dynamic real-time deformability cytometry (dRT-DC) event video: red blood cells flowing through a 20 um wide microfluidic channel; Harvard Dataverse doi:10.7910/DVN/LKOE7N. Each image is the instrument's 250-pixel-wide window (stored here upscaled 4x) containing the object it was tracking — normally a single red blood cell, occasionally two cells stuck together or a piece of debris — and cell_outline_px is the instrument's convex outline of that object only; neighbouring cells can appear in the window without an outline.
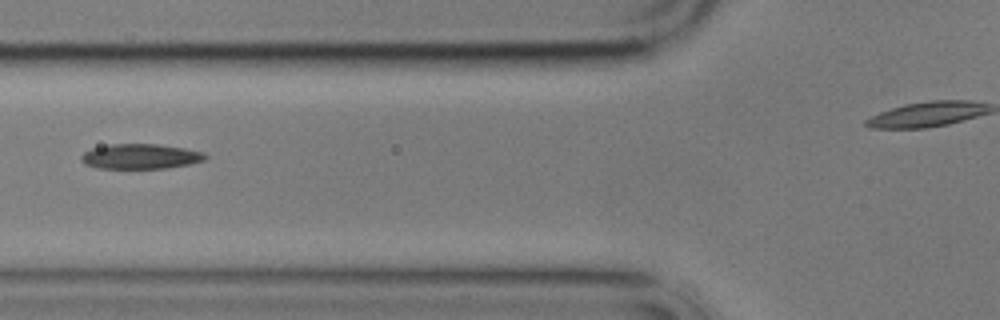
{"species": "common noctule bat (a hibernating species)", "species_latin": "Nyctalus noctula", "temperature_condition": "cold", "stored_images_in_passage": 6, "camera_frame_rate_fps": 3000, "um_per_image_px": 0.085, "animal": {"sex": "male", "body_mass_g": 17.9}, "frame": {"image": 1, "passage_image": 5, "time_ms": 6.0, "image_size_px": [1000, 320], "cell_outline_px": [[208, 156], [204, 160], [188, 164], [164, 168], [96, 168], [84, 164], [80, 160], [80, 156], [84, 152], [92, 148], [108, 144], [156, 144], [184, 148], [200, 152]], "centroid_in_image_um": [11.86, 13.29], "position_along_channel_um": 113.9, "area_um2": 17.98}}
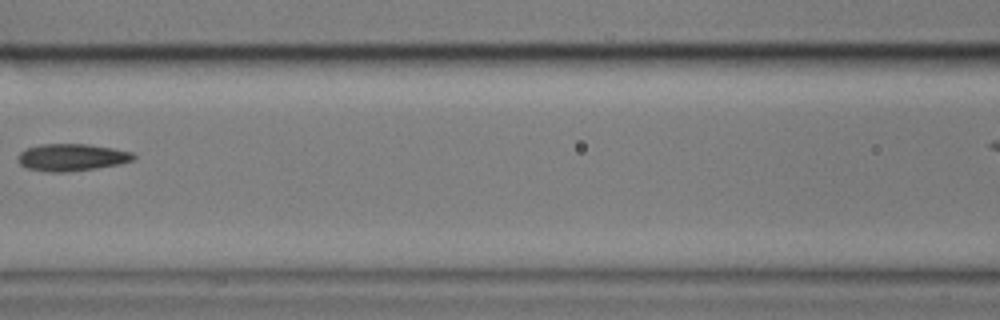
{"frame": {"image": 2, "passage_image": 6, "time_ms": 7.333, "image_size_px": [1000, 320], "cell_outline_px": [[136, 156], [132, 160], [120, 164], [96, 168], [68, 172], [44, 172], [24, 168], [16, 160], [16, 156], [20, 152], [28, 148], [40, 144], [88, 144], [112, 148], [132, 152]], "centroid_in_image_um": [6.04, 13.38], "position_along_channel_um": 160.6, "area_um2": 18.5}}